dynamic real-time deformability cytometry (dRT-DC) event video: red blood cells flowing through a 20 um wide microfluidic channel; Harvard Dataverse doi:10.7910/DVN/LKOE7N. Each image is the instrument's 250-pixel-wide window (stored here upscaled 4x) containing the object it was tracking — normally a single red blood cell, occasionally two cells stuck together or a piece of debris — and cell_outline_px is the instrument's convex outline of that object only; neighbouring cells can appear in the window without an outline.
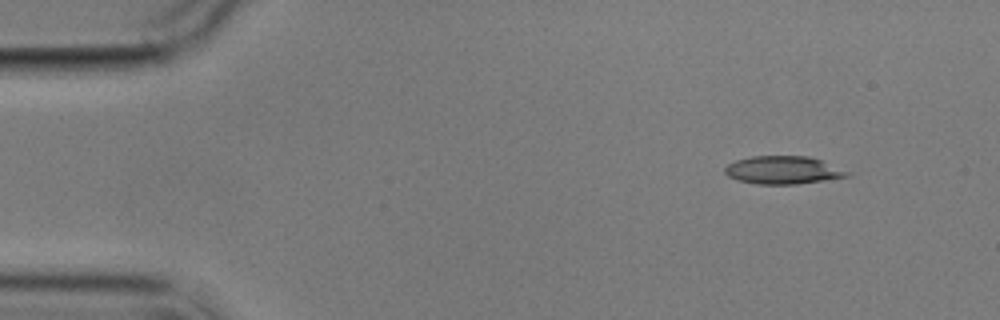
{"species": "common noctule bat (a hibernating species)", "species_latin": "Nyctalus noctula", "temperature_condition": "cold", "stored_images_in_passage": 5, "camera_frame_rate_fps": 3000, "um_per_image_px": 0.085, "animal": {"sex": "male", "body_mass_g": 17.9}, "frame": {"image": 1, "passage_image": 1, "time_ms": 0.0, "image_size_px": [1000, 320], "cell_outline_px": [[852, 176], [796, 184], [760, 184], [740, 180], [728, 176], [724, 172], [724, 168], [728, 164], [736, 160], [752, 156], [808, 156], [820, 160], [848, 172]], "centroid_in_image_um": [66.54, 14.45], "position_along_channel_um": 18.5, "area_um2": 19.59}}
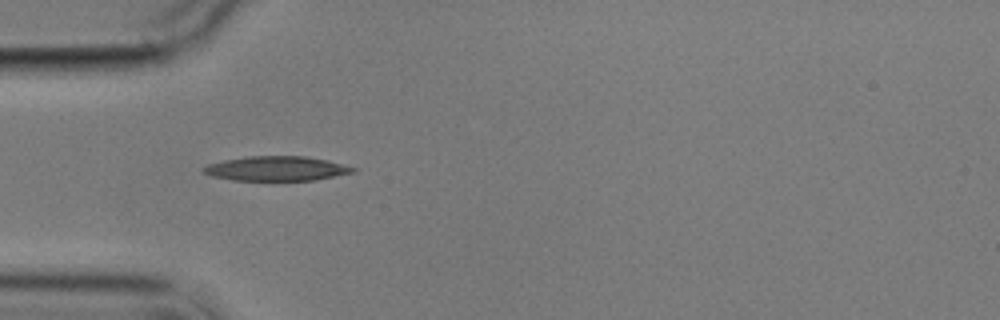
{"frame": {"image": 2, "passage_image": 4, "time_ms": 3.667, "image_size_px": [1000, 320], "cell_outline_px": [[356, 172], [316, 180], [232, 180], [212, 176], [204, 172], [200, 168], [208, 164], [224, 160], [244, 156], [304, 156], [328, 160], [356, 168]], "centroid_in_image_um": [23.5, 14.32], "position_along_channel_um": 61.5, "area_um2": 21.44}}
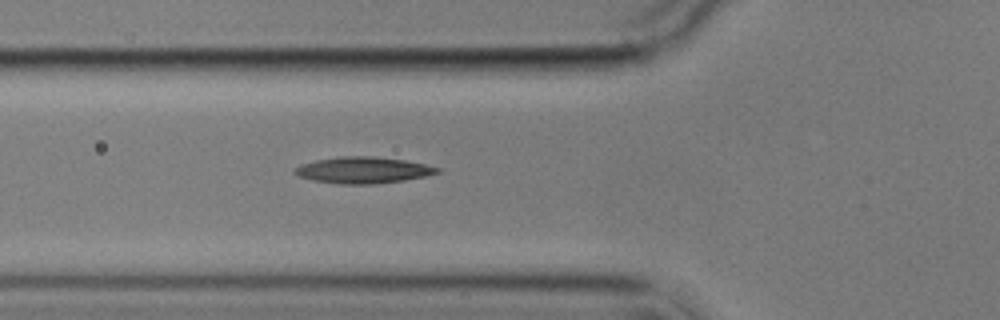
{"frame": {"image": 3, "passage_image": 5, "time_ms": 4.667, "image_size_px": [1000, 320], "cell_outline_px": [[440, 172], [428, 176], [404, 180], [376, 184], [340, 184], [312, 180], [300, 176], [292, 172], [300, 164], [316, 160], [340, 156], [376, 156], [404, 160], [424, 164], [440, 168]], "centroid_in_image_um": [30.87, 14.46], "position_along_channel_um": 94.9, "area_um2": 21.96}}